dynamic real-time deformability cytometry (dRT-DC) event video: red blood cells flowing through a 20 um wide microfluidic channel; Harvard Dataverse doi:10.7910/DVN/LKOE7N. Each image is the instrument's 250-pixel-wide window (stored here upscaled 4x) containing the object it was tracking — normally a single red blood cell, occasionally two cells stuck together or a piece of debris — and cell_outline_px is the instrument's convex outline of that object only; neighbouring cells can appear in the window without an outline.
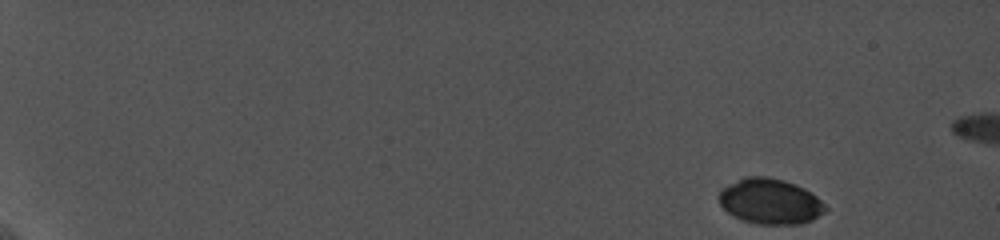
{"species": "common noctule bat (a hibernating species)", "species_latin": "Nyctalus noctula", "temperature_condition": "cold", "stored_images_in_passage": 18, "camera_frame_rate_fps": 5000, "um_per_image_px": 0.085, "animal": {"sex": "female", "body_mass_g": 19.0, "forearm_length_mm": 56.7}, "frame": {"image": 1, "passage_image": 1, "time_ms": 0.0, "image_size_px": [1000, 240], "cell_outline_px": [[828, 212], [812, 220], [800, 224], [756, 224], [732, 216], [720, 204], [720, 192], [728, 184], [744, 176], [768, 176], [784, 180], [796, 184], [804, 188], [816, 196], [828, 208]], "centroid_in_image_um": [65.5, 17.12], "position_along_channel_um": 19.5, "area_um2": 28.32}}
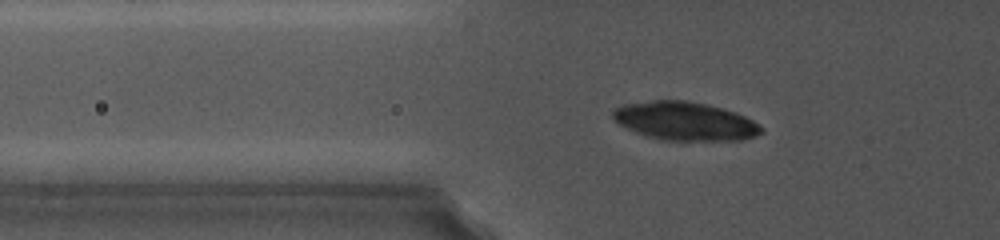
{"frame": {"image": 2, "passage_image": 18, "time_ms": 6.0, "image_size_px": [1000, 240], "cell_outline_px": [[764, 132], [756, 136], [740, 140], [660, 140], [636, 132], [620, 124], [612, 116], [612, 108], [624, 104], [652, 100], [684, 100], [724, 108], [736, 112], [760, 124], [764, 128]], "centroid_in_image_um": [58.24, 10.29], "position_along_channel_um": 67.6, "area_um2": 33.29}}